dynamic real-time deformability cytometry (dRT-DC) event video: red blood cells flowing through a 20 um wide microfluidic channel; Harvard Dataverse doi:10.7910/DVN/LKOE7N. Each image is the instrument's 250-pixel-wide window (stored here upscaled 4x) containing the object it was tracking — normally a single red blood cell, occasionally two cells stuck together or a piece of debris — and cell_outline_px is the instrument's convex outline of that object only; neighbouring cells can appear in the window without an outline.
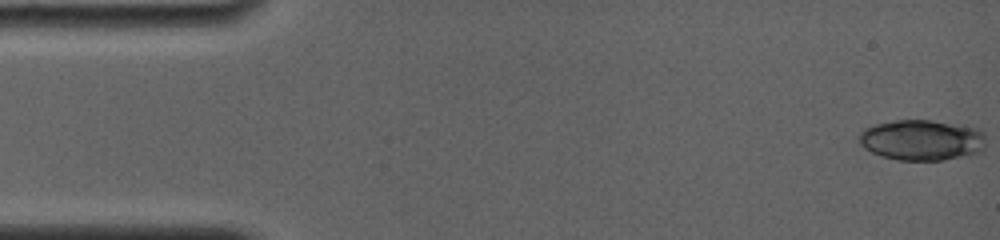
{"species": "common noctule bat (a hibernating species)", "species_latin": "Nyctalus noctula", "temperature_condition": "room temperature", "stored_images_in_passage": 21, "camera_frame_rate_fps": 4000, "um_per_image_px": 0.085, "animal": {"sex": "female", "body_mass_g": 19.0, "forearm_length_mm": 56.7}, "frame": {"image": 1, "passage_image": 1, "time_ms": 0.0, "image_size_px": [1000, 240], "cell_outline_px": [[984, 148], [976, 152], [944, 160], [896, 160], [880, 156], [864, 148], [860, 144], [856, 136], [864, 128], [876, 124], [896, 120], [928, 120], [976, 128], [984, 132]], "centroid_in_image_um": [78.27, 11.91], "position_along_channel_um": 6.7, "area_um2": 29.88}}
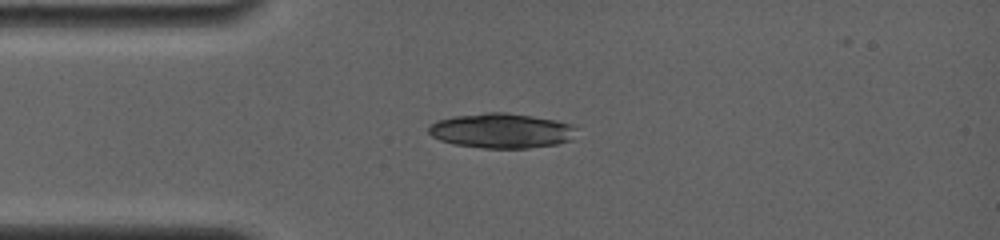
{"frame": {"image": 2, "passage_image": 17, "time_ms": 3.75, "image_size_px": [1000, 240], "cell_outline_px": [[576, 128], [572, 140], [556, 144], [528, 148], [484, 148], [452, 144], [440, 140], [432, 136], [428, 132], [428, 128], [436, 120], [452, 116], [488, 112], [504, 112], [532, 116], [556, 120], [572, 124]], "centroid_in_image_um": [42.61, 11.11], "position_along_channel_um": 42.4, "area_um2": 30.11}}